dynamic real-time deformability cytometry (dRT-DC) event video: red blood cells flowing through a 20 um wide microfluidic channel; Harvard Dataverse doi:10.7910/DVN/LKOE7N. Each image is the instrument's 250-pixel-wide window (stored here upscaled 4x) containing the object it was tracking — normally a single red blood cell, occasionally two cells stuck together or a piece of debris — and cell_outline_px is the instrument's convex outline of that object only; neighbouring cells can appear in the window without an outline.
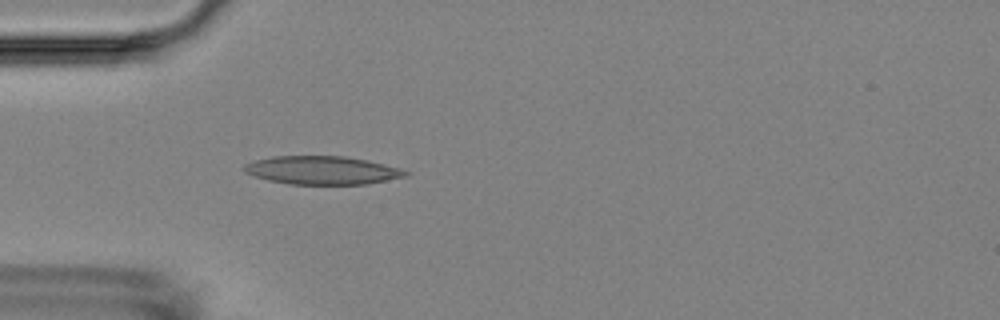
{"species": "Egyptian fruit bat (a non-hibernating species)", "species_latin": "Rousettus aegyptiacus", "temperature_condition": "room temperature", "stored_images_in_passage": 4, "camera_frame_rate_fps": 3000, "um_per_image_px": 0.085, "animal": {"sex": "female"}, "frame": {"image": 1, "passage_image": 4, "time_ms": 3.667, "image_size_px": [1000, 320], "cell_outline_px": [[412, 172], [408, 176], [368, 184], [288, 184], [268, 180], [252, 176], [244, 172], [244, 164], [256, 160], [272, 156], [344, 156], [384, 164], [400, 168]], "centroid_in_image_um": [27.39, 14.48], "position_along_channel_um": 57.6, "area_um2": 26.7}}